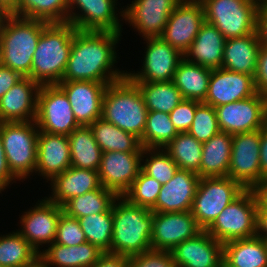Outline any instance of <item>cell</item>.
<instances>
[{"label": "cell", "instance_id": "23", "mask_svg": "<svg viewBox=\"0 0 267 267\" xmlns=\"http://www.w3.org/2000/svg\"><path fill=\"white\" fill-rule=\"evenodd\" d=\"M40 87L30 77L15 84L0 98V123L35 121Z\"/></svg>", "mask_w": 267, "mask_h": 267}, {"label": "cell", "instance_id": "53", "mask_svg": "<svg viewBox=\"0 0 267 267\" xmlns=\"http://www.w3.org/2000/svg\"><path fill=\"white\" fill-rule=\"evenodd\" d=\"M260 170L263 179L267 178V124L261 128Z\"/></svg>", "mask_w": 267, "mask_h": 267}, {"label": "cell", "instance_id": "52", "mask_svg": "<svg viewBox=\"0 0 267 267\" xmlns=\"http://www.w3.org/2000/svg\"><path fill=\"white\" fill-rule=\"evenodd\" d=\"M15 176L11 173L7 160L5 157V152L3 149V144L1 141V136H0V183L4 186L7 187L11 183L12 180H15Z\"/></svg>", "mask_w": 267, "mask_h": 267}, {"label": "cell", "instance_id": "7", "mask_svg": "<svg viewBox=\"0 0 267 267\" xmlns=\"http://www.w3.org/2000/svg\"><path fill=\"white\" fill-rule=\"evenodd\" d=\"M205 21L214 25L226 39L256 32L258 4L254 0H200Z\"/></svg>", "mask_w": 267, "mask_h": 267}, {"label": "cell", "instance_id": "35", "mask_svg": "<svg viewBox=\"0 0 267 267\" xmlns=\"http://www.w3.org/2000/svg\"><path fill=\"white\" fill-rule=\"evenodd\" d=\"M118 195L109 189L101 186L99 189L71 198L62 207L63 212L70 217H80L108 212L112 209L113 203Z\"/></svg>", "mask_w": 267, "mask_h": 267}, {"label": "cell", "instance_id": "4", "mask_svg": "<svg viewBox=\"0 0 267 267\" xmlns=\"http://www.w3.org/2000/svg\"><path fill=\"white\" fill-rule=\"evenodd\" d=\"M42 20L6 15L0 27V63L29 77L33 55L42 30Z\"/></svg>", "mask_w": 267, "mask_h": 267}, {"label": "cell", "instance_id": "50", "mask_svg": "<svg viewBox=\"0 0 267 267\" xmlns=\"http://www.w3.org/2000/svg\"><path fill=\"white\" fill-rule=\"evenodd\" d=\"M256 34L262 47H267V4H260L256 16Z\"/></svg>", "mask_w": 267, "mask_h": 267}, {"label": "cell", "instance_id": "8", "mask_svg": "<svg viewBox=\"0 0 267 267\" xmlns=\"http://www.w3.org/2000/svg\"><path fill=\"white\" fill-rule=\"evenodd\" d=\"M258 203L252 189H246L227 205L206 230L220 243L257 235Z\"/></svg>", "mask_w": 267, "mask_h": 267}, {"label": "cell", "instance_id": "17", "mask_svg": "<svg viewBox=\"0 0 267 267\" xmlns=\"http://www.w3.org/2000/svg\"><path fill=\"white\" fill-rule=\"evenodd\" d=\"M182 0H134L120 16L138 30L142 37H160L173 10ZM123 13V14H122Z\"/></svg>", "mask_w": 267, "mask_h": 267}, {"label": "cell", "instance_id": "16", "mask_svg": "<svg viewBox=\"0 0 267 267\" xmlns=\"http://www.w3.org/2000/svg\"><path fill=\"white\" fill-rule=\"evenodd\" d=\"M142 152H102L99 167L101 186L123 196L141 171Z\"/></svg>", "mask_w": 267, "mask_h": 267}, {"label": "cell", "instance_id": "6", "mask_svg": "<svg viewBox=\"0 0 267 267\" xmlns=\"http://www.w3.org/2000/svg\"><path fill=\"white\" fill-rule=\"evenodd\" d=\"M38 133L35 121L0 123L5 157L16 179H25L31 172H35Z\"/></svg>", "mask_w": 267, "mask_h": 267}, {"label": "cell", "instance_id": "58", "mask_svg": "<svg viewBox=\"0 0 267 267\" xmlns=\"http://www.w3.org/2000/svg\"><path fill=\"white\" fill-rule=\"evenodd\" d=\"M31 267H45L40 261H38L34 266Z\"/></svg>", "mask_w": 267, "mask_h": 267}, {"label": "cell", "instance_id": "11", "mask_svg": "<svg viewBox=\"0 0 267 267\" xmlns=\"http://www.w3.org/2000/svg\"><path fill=\"white\" fill-rule=\"evenodd\" d=\"M220 131L231 135L253 132L267 124V100L257 92L247 99L215 107Z\"/></svg>", "mask_w": 267, "mask_h": 267}, {"label": "cell", "instance_id": "57", "mask_svg": "<svg viewBox=\"0 0 267 267\" xmlns=\"http://www.w3.org/2000/svg\"><path fill=\"white\" fill-rule=\"evenodd\" d=\"M5 14L0 10V27H1V24L3 22V19L5 18Z\"/></svg>", "mask_w": 267, "mask_h": 267}, {"label": "cell", "instance_id": "13", "mask_svg": "<svg viewBox=\"0 0 267 267\" xmlns=\"http://www.w3.org/2000/svg\"><path fill=\"white\" fill-rule=\"evenodd\" d=\"M205 22L200 0H182L173 10L160 38L183 55Z\"/></svg>", "mask_w": 267, "mask_h": 267}, {"label": "cell", "instance_id": "2", "mask_svg": "<svg viewBox=\"0 0 267 267\" xmlns=\"http://www.w3.org/2000/svg\"><path fill=\"white\" fill-rule=\"evenodd\" d=\"M112 216V254L129 257L152 249L153 212L150 208L141 207L118 196L112 206Z\"/></svg>", "mask_w": 267, "mask_h": 267}, {"label": "cell", "instance_id": "9", "mask_svg": "<svg viewBox=\"0 0 267 267\" xmlns=\"http://www.w3.org/2000/svg\"><path fill=\"white\" fill-rule=\"evenodd\" d=\"M246 189L229 176L200 178L190 212L202 230H207L223 209Z\"/></svg>", "mask_w": 267, "mask_h": 267}, {"label": "cell", "instance_id": "46", "mask_svg": "<svg viewBox=\"0 0 267 267\" xmlns=\"http://www.w3.org/2000/svg\"><path fill=\"white\" fill-rule=\"evenodd\" d=\"M128 267H176L170 251L150 249L128 257Z\"/></svg>", "mask_w": 267, "mask_h": 267}, {"label": "cell", "instance_id": "28", "mask_svg": "<svg viewBox=\"0 0 267 267\" xmlns=\"http://www.w3.org/2000/svg\"><path fill=\"white\" fill-rule=\"evenodd\" d=\"M260 47L256 32L240 38L226 39L221 67L255 77Z\"/></svg>", "mask_w": 267, "mask_h": 267}, {"label": "cell", "instance_id": "24", "mask_svg": "<svg viewBox=\"0 0 267 267\" xmlns=\"http://www.w3.org/2000/svg\"><path fill=\"white\" fill-rule=\"evenodd\" d=\"M200 177L197 173L177 169L174 176L162 185L152 212L190 211Z\"/></svg>", "mask_w": 267, "mask_h": 267}, {"label": "cell", "instance_id": "45", "mask_svg": "<svg viewBox=\"0 0 267 267\" xmlns=\"http://www.w3.org/2000/svg\"><path fill=\"white\" fill-rule=\"evenodd\" d=\"M54 242L65 246H76L87 242L79 220L62 212Z\"/></svg>", "mask_w": 267, "mask_h": 267}, {"label": "cell", "instance_id": "49", "mask_svg": "<svg viewBox=\"0 0 267 267\" xmlns=\"http://www.w3.org/2000/svg\"><path fill=\"white\" fill-rule=\"evenodd\" d=\"M23 78L18 72L0 63V98Z\"/></svg>", "mask_w": 267, "mask_h": 267}, {"label": "cell", "instance_id": "38", "mask_svg": "<svg viewBox=\"0 0 267 267\" xmlns=\"http://www.w3.org/2000/svg\"><path fill=\"white\" fill-rule=\"evenodd\" d=\"M13 15L47 23H67L68 0H19Z\"/></svg>", "mask_w": 267, "mask_h": 267}, {"label": "cell", "instance_id": "60", "mask_svg": "<svg viewBox=\"0 0 267 267\" xmlns=\"http://www.w3.org/2000/svg\"><path fill=\"white\" fill-rule=\"evenodd\" d=\"M4 189H6V188L0 183V192H1L2 190H4Z\"/></svg>", "mask_w": 267, "mask_h": 267}, {"label": "cell", "instance_id": "56", "mask_svg": "<svg viewBox=\"0 0 267 267\" xmlns=\"http://www.w3.org/2000/svg\"><path fill=\"white\" fill-rule=\"evenodd\" d=\"M19 0H0V10L5 15H13L18 10Z\"/></svg>", "mask_w": 267, "mask_h": 267}, {"label": "cell", "instance_id": "14", "mask_svg": "<svg viewBox=\"0 0 267 267\" xmlns=\"http://www.w3.org/2000/svg\"><path fill=\"white\" fill-rule=\"evenodd\" d=\"M201 231L190 211L153 212L151 248L172 251L178 244Z\"/></svg>", "mask_w": 267, "mask_h": 267}, {"label": "cell", "instance_id": "41", "mask_svg": "<svg viewBox=\"0 0 267 267\" xmlns=\"http://www.w3.org/2000/svg\"><path fill=\"white\" fill-rule=\"evenodd\" d=\"M78 220L87 242L95 245L103 252L111 253L113 234L112 209L108 212L83 216Z\"/></svg>", "mask_w": 267, "mask_h": 267}, {"label": "cell", "instance_id": "21", "mask_svg": "<svg viewBox=\"0 0 267 267\" xmlns=\"http://www.w3.org/2000/svg\"><path fill=\"white\" fill-rule=\"evenodd\" d=\"M257 93L254 77L224 68L212 69L204 104L217 107L247 99Z\"/></svg>", "mask_w": 267, "mask_h": 267}, {"label": "cell", "instance_id": "34", "mask_svg": "<svg viewBox=\"0 0 267 267\" xmlns=\"http://www.w3.org/2000/svg\"><path fill=\"white\" fill-rule=\"evenodd\" d=\"M90 127L102 152H143L139 138L102 118L97 119Z\"/></svg>", "mask_w": 267, "mask_h": 267}, {"label": "cell", "instance_id": "31", "mask_svg": "<svg viewBox=\"0 0 267 267\" xmlns=\"http://www.w3.org/2000/svg\"><path fill=\"white\" fill-rule=\"evenodd\" d=\"M233 135L220 131L202 146V157L199 172L203 177L228 176L231 159Z\"/></svg>", "mask_w": 267, "mask_h": 267}, {"label": "cell", "instance_id": "59", "mask_svg": "<svg viewBox=\"0 0 267 267\" xmlns=\"http://www.w3.org/2000/svg\"><path fill=\"white\" fill-rule=\"evenodd\" d=\"M256 1L258 4H267V0H254Z\"/></svg>", "mask_w": 267, "mask_h": 267}, {"label": "cell", "instance_id": "40", "mask_svg": "<svg viewBox=\"0 0 267 267\" xmlns=\"http://www.w3.org/2000/svg\"><path fill=\"white\" fill-rule=\"evenodd\" d=\"M179 132L170 120V114L148 111L142 139L143 148L164 149Z\"/></svg>", "mask_w": 267, "mask_h": 267}, {"label": "cell", "instance_id": "44", "mask_svg": "<svg viewBox=\"0 0 267 267\" xmlns=\"http://www.w3.org/2000/svg\"><path fill=\"white\" fill-rule=\"evenodd\" d=\"M197 141L204 143L220 132L216 110L203 102L196 108L194 120L187 131Z\"/></svg>", "mask_w": 267, "mask_h": 267}, {"label": "cell", "instance_id": "3", "mask_svg": "<svg viewBox=\"0 0 267 267\" xmlns=\"http://www.w3.org/2000/svg\"><path fill=\"white\" fill-rule=\"evenodd\" d=\"M76 30L70 23H49L42 30L29 74L33 81L40 85L62 81Z\"/></svg>", "mask_w": 267, "mask_h": 267}, {"label": "cell", "instance_id": "22", "mask_svg": "<svg viewBox=\"0 0 267 267\" xmlns=\"http://www.w3.org/2000/svg\"><path fill=\"white\" fill-rule=\"evenodd\" d=\"M176 267H222L223 243L202 230L178 244L172 251Z\"/></svg>", "mask_w": 267, "mask_h": 267}, {"label": "cell", "instance_id": "29", "mask_svg": "<svg viewBox=\"0 0 267 267\" xmlns=\"http://www.w3.org/2000/svg\"><path fill=\"white\" fill-rule=\"evenodd\" d=\"M39 254L45 267H91L104 253L95 245L85 242L76 246H65L53 242Z\"/></svg>", "mask_w": 267, "mask_h": 267}, {"label": "cell", "instance_id": "26", "mask_svg": "<svg viewBox=\"0 0 267 267\" xmlns=\"http://www.w3.org/2000/svg\"><path fill=\"white\" fill-rule=\"evenodd\" d=\"M51 181L53 193L48 199L59 206H63L71 198L101 187L98 171L73 166Z\"/></svg>", "mask_w": 267, "mask_h": 267}, {"label": "cell", "instance_id": "1", "mask_svg": "<svg viewBox=\"0 0 267 267\" xmlns=\"http://www.w3.org/2000/svg\"><path fill=\"white\" fill-rule=\"evenodd\" d=\"M121 33L76 30L69 59L61 82L93 81L111 84L126 76L113 70L116 63V43Z\"/></svg>", "mask_w": 267, "mask_h": 267}, {"label": "cell", "instance_id": "12", "mask_svg": "<svg viewBox=\"0 0 267 267\" xmlns=\"http://www.w3.org/2000/svg\"><path fill=\"white\" fill-rule=\"evenodd\" d=\"M261 129L234 134L228 176L245 189H253L262 179L260 170Z\"/></svg>", "mask_w": 267, "mask_h": 267}, {"label": "cell", "instance_id": "33", "mask_svg": "<svg viewBox=\"0 0 267 267\" xmlns=\"http://www.w3.org/2000/svg\"><path fill=\"white\" fill-rule=\"evenodd\" d=\"M71 166L99 171L102 150L90 126H79L68 135Z\"/></svg>", "mask_w": 267, "mask_h": 267}, {"label": "cell", "instance_id": "32", "mask_svg": "<svg viewBox=\"0 0 267 267\" xmlns=\"http://www.w3.org/2000/svg\"><path fill=\"white\" fill-rule=\"evenodd\" d=\"M212 69L197 65L183 58L172 82L179 89L184 99L204 102Z\"/></svg>", "mask_w": 267, "mask_h": 267}, {"label": "cell", "instance_id": "42", "mask_svg": "<svg viewBox=\"0 0 267 267\" xmlns=\"http://www.w3.org/2000/svg\"><path fill=\"white\" fill-rule=\"evenodd\" d=\"M162 184L142 169L123 197L141 207L152 208L158 199Z\"/></svg>", "mask_w": 267, "mask_h": 267}, {"label": "cell", "instance_id": "5", "mask_svg": "<svg viewBox=\"0 0 267 267\" xmlns=\"http://www.w3.org/2000/svg\"><path fill=\"white\" fill-rule=\"evenodd\" d=\"M148 109L137 85L127 76L105 90L101 118L142 139Z\"/></svg>", "mask_w": 267, "mask_h": 267}, {"label": "cell", "instance_id": "19", "mask_svg": "<svg viewBox=\"0 0 267 267\" xmlns=\"http://www.w3.org/2000/svg\"><path fill=\"white\" fill-rule=\"evenodd\" d=\"M62 212V206L45 198L21 216L20 222L23 228L18 232L40 254L41 251L38 250L40 245L46 243L51 245L55 241Z\"/></svg>", "mask_w": 267, "mask_h": 267}, {"label": "cell", "instance_id": "54", "mask_svg": "<svg viewBox=\"0 0 267 267\" xmlns=\"http://www.w3.org/2000/svg\"><path fill=\"white\" fill-rule=\"evenodd\" d=\"M258 209H267V178L262 179L253 189Z\"/></svg>", "mask_w": 267, "mask_h": 267}, {"label": "cell", "instance_id": "18", "mask_svg": "<svg viewBox=\"0 0 267 267\" xmlns=\"http://www.w3.org/2000/svg\"><path fill=\"white\" fill-rule=\"evenodd\" d=\"M117 0H68V21L77 30L120 33L121 25L115 12ZM76 6L80 14L73 12ZM72 13V14H71ZM82 14V15H81Z\"/></svg>", "mask_w": 267, "mask_h": 267}, {"label": "cell", "instance_id": "20", "mask_svg": "<svg viewBox=\"0 0 267 267\" xmlns=\"http://www.w3.org/2000/svg\"><path fill=\"white\" fill-rule=\"evenodd\" d=\"M66 94L77 123L90 126L102 115L106 83L93 81H68L57 84Z\"/></svg>", "mask_w": 267, "mask_h": 267}, {"label": "cell", "instance_id": "30", "mask_svg": "<svg viewBox=\"0 0 267 267\" xmlns=\"http://www.w3.org/2000/svg\"><path fill=\"white\" fill-rule=\"evenodd\" d=\"M222 267H267V241L256 235L224 243Z\"/></svg>", "mask_w": 267, "mask_h": 267}, {"label": "cell", "instance_id": "39", "mask_svg": "<svg viewBox=\"0 0 267 267\" xmlns=\"http://www.w3.org/2000/svg\"><path fill=\"white\" fill-rule=\"evenodd\" d=\"M203 143L197 141L188 132H179L164 148L175 161L179 169L199 172Z\"/></svg>", "mask_w": 267, "mask_h": 267}, {"label": "cell", "instance_id": "43", "mask_svg": "<svg viewBox=\"0 0 267 267\" xmlns=\"http://www.w3.org/2000/svg\"><path fill=\"white\" fill-rule=\"evenodd\" d=\"M142 154H150L151 156L148 157L149 159L146 158V162L141 165V169L162 185L167 183L178 169L175 161L163 149L143 148Z\"/></svg>", "mask_w": 267, "mask_h": 267}, {"label": "cell", "instance_id": "55", "mask_svg": "<svg viewBox=\"0 0 267 267\" xmlns=\"http://www.w3.org/2000/svg\"><path fill=\"white\" fill-rule=\"evenodd\" d=\"M257 235L267 241V209H258Z\"/></svg>", "mask_w": 267, "mask_h": 267}, {"label": "cell", "instance_id": "48", "mask_svg": "<svg viewBox=\"0 0 267 267\" xmlns=\"http://www.w3.org/2000/svg\"><path fill=\"white\" fill-rule=\"evenodd\" d=\"M257 92L267 100V47H260L254 77Z\"/></svg>", "mask_w": 267, "mask_h": 267}, {"label": "cell", "instance_id": "47", "mask_svg": "<svg viewBox=\"0 0 267 267\" xmlns=\"http://www.w3.org/2000/svg\"><path fill=\"white\" fill-rule=\"evenodd\" d=\"M202 102L183 99L169 114L170 120L178 132H187L194 120L196 108Z\"/></svg>", "mask_w": 267, "mask_h": 267}, {"label": "cell", "instance_id": "10", "mask_svg": "<svg viewBox=\"0 0 267 267\" xmlns=\"http://www.w3.org/2000/svg\"><path fill=\"white\" fill-rule=\"evenodd\" d=\"M39 131L70 135L77 123L65 92L57 85H41L35 119Z\"/></svg>", "mask_w": 267, "mask_h": 267}, {"label": "cell", "instance_id": "36", "mask_svg": "<svg viewBox=\"0 0 267 267\" xmlns=\"http://www.w3.org/2000/svg\"><path fill=\"white\" fill-rule=\"evenodd\" d=\"M39 261V253L16 231L0 236V265L31 267Z\"/></svg>", "mask_w": 267, "mask_h": 267}, {"label": "cell", "instance_id": "37", "mask_svg": "<svg viewBox=\"0 0 267 267\" xmlns=\"http://www.w3.org/2000/svg\"><path fill=\"white\" fill-rule=\"evenodd\" d=\"M148 111L170 113L184 98L172 81L134 82Z\"/></svg>", "mask_w": 267, "mask_h": 267}, {"label": "cell", "instance_id": "15", "mask_svg": "<svg viewBox=\"0 0 267 267\" xmlns=\"http://www.w3.org/2000/svg\"><path fill=\"white\" fill-rule=\"evenodd\" d=\"M147 50L144 62L138 73H127L132 82H167L172 81L176 68L184 55L160 37L145 38Z\"/></svg>", "mask_w": 267, "mask_h": 267}, {"label": "cell", "instance_id": "25", "mask_svg": "<svg viewBox=\"0 0 267 267\" xmlns=\"http://www.w3.org/2000/svg\"><path fill=\"white\" fill-rule=\"evenodd\" d=\"M70 167L71 156L68 136L39 131L35 171L51 181Z\"/></svg>", "mask_w": 267, "mask_h": 267}, {"label": "cell", "instance_id": "51", "mask_svg": "<svg viewBox=\"0 0 267 267\" xmlns=\"http://www.w3.org/2000/svg\"><path fill=\"white\" fill-rule=\"evenodd\" d=\"M91 267H128V257L104 252Z\"/></svg>", "mask_w": 267, "mask_h": 267}, {"label": "cell", "instance_id": "27", "mask_svg": "<svg viewBox=\"0 0 267 267\" xmlns=\"http://www.w3.org/2000/svg\"><path fill=\"white\" fill-rule=\"evenodd\" d=\"M225 40L226 38L214 25L205 21L195 40L184 53V58L206 68H221Z\"/></svg>", "mask_w": 267, "mask_h": 267}]
</instances>
